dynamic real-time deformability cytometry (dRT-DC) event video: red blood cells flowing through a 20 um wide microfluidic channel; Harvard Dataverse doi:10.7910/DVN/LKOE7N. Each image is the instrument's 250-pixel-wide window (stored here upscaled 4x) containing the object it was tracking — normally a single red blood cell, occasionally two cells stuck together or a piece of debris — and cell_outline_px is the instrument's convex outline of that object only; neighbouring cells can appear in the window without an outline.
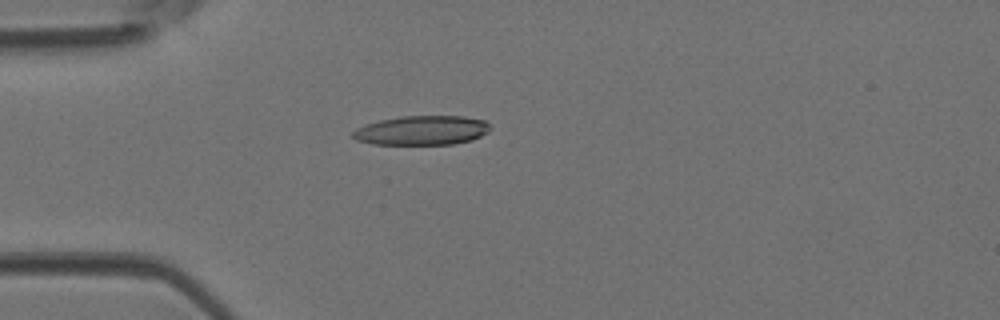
{"species": "Egyptian fruit bat (a non-hibernating species)", "species_latin": "Rousettus aegyptiacus", "temperature_condition": "room temperature", "stored_images_in_passage": 46, "camera_frame_rate_fps": 3000, "um_per_image_px": 0.085, "animal": {"sex": "female"}, "frame": {"image": 1, "passage_image": 13, "time_ms": 4.0, "image_size_px": [1000, 320], "cell_outline_px": [[492, 128], [488, 132], [472, 140], [452, 144], [372, 144], [356, 140], [352, 136], [352, 132], [356, 128], [380, 120], [400, 116], [464, 116], [484, 120]], "centroid_in_image_um": [35.87, 11.08], "position_along_channel_um": 49.1, "area_um2": 23.47}}
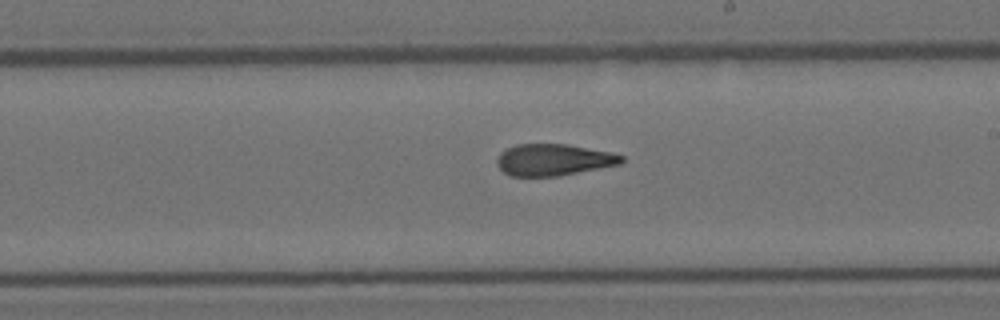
{"frame": {"image": 2, "passage_image": 27, "time_ms": 8.667, "image_size_px": [1000, 320], "cell_outline_px": [[624, 160], [620, 164], [560, 176], [512, 176], [504, 172], [496, 164], [496, 160], [500, 152], [516, 144], [568, 144], [612, 152], [624, 156]], "centroid_in_image_um": [47.06, 13.58], "position_along_channel_um": 241.9, "area_um2": 23.06}}
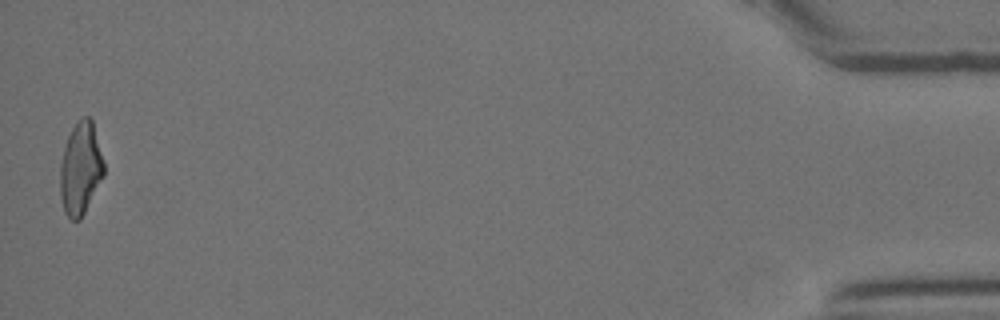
{"frame": {"image": 3, "passage_image": 46, "time_ms": 15.0, "image_size_px": [1000, 320], "cell_outline_px": [[104, 176], [80, 220], [72, 220], [64, 212], [60, 196], [60, 164], [64, 148], [68, 136], [72, 128], [84, 116], [88, 116], [92, 120], [104, 160]], "centroid_in_image_um": [6.85, 14.34], "position_along_channel_um": 428.4, "area_um2": 23.52}}